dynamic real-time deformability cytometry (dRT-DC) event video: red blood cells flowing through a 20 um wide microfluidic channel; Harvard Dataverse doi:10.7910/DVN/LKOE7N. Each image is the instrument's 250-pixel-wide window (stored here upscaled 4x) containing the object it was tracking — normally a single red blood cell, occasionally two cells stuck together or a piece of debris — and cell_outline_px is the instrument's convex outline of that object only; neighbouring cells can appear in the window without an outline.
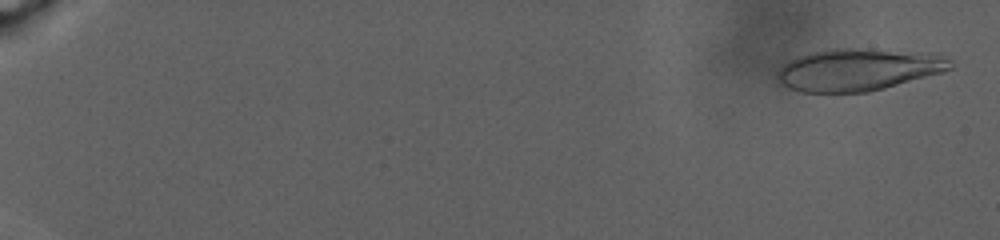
{"species": "human", "species_latin": "Homo sapiens", "temperature_condition": "warm", "stored_images_in_passage": 103, "camera_frame_rate_fps": 3000, "um_per_image_px": 0.085, "donor": {"sex": "male"}, "frame": {"image": 1, "passage_image": 2, "time_ms": 0.667, "image_size_px": [1000, 240], "cell_outline_px": [[956, 64], [952, 68], [944, 72], [884, 88], [868, 92], [800, 92], [788, 88], [780, 84], [776, 80], [776, 72], [788, 60], [796, 56], [808, 52], [836, 48], [860, 48], [940, 52], [952, 60]], "centroid_in_image_um": [73.01, 5.89], "position_along_channel_um": 12.0, "area_um2": 43.64}}
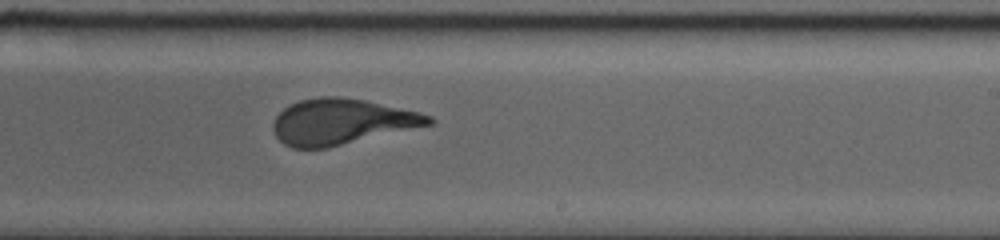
{"frame": {"image": 2, "passage_image": 53, "time_ms": 22.333, "image_size_px": [1000, 240], "cell_outline_px": [[436, 120], [432, 124], [328, 148], [292, 148], [284, 144], [276, 136], [272, 128], [272, 124], [276, 116], [284, 108], [300, 100], [320, 96], [340, 96], [364, 100], [420, 112], [432, 116]], "centroid_in_image_um": [29.03, 10.34], "position_along_channel_um": 260.0, "area_um2": 41.38}}
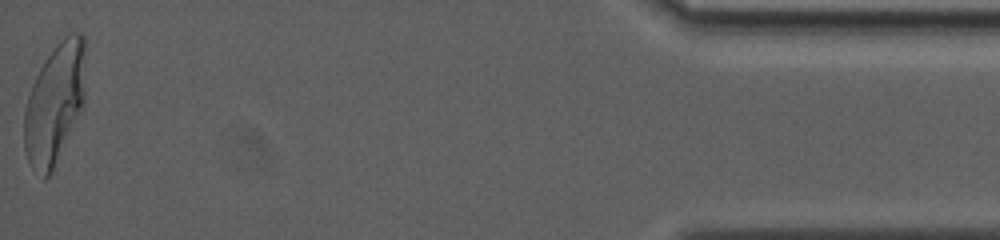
{"frame": {"image": 3, "passage_image": 103, "time_ms": 33.667, "image_size_px": [1000, 240], "cell_outline_px": [[84, 104], [52, 172], [48, 176], [44, 176], [32, 168], [28, 160], [24, 148], [24, 112], [28, 96], [32, 84], [44, 60], [56, 44], [64, 36], [72, 32], [80, 32], [84, 36]], "centroid_in_image_um": [4.64, 8.77], "position_along_channel_um": 430.6, "area_um2": 42.66}}